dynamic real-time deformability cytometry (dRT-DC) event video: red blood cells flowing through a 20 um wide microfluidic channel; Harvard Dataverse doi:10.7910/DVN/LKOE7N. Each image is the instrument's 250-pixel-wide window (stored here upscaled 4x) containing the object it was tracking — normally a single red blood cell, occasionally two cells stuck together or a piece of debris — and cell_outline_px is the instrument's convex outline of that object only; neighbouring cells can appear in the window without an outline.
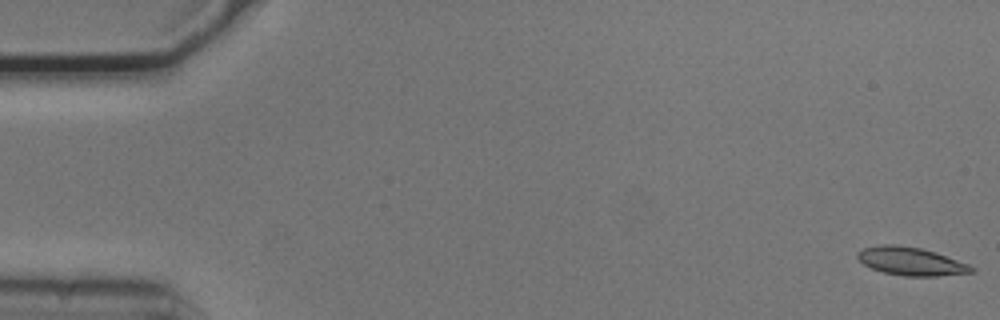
{"species": "common noctule bat (a hibernating species)", "species_latin": "Nyctalus noctula", "temperature_condition": "cold", "stored_images_in_passage": 54, "camera_frame_rate_fps": 3000, "um_per_image_px": 0.085, "animal": {"sex": "male", "body_mass_g": 20.5, "forearm_length_mm": 52.5}, "frame": {"image": 1, "passage_image": 1, "time_ms": 0.0, "image_size_px": [1000, 320], "cell_outline_px": [[976, 272], [936, 276], [904, 276], [884, 272], [872, 268], [864, 264], [856, 256], [856, 252], [864, 248], [880, 244], [896, 244], [920, 248], [936, 252], [968, 264], [976, 268]], "centroid_in_image_um": [77.44, 22.2], "position_along_channel_um": 7.6, "area_um2": 18.73}}
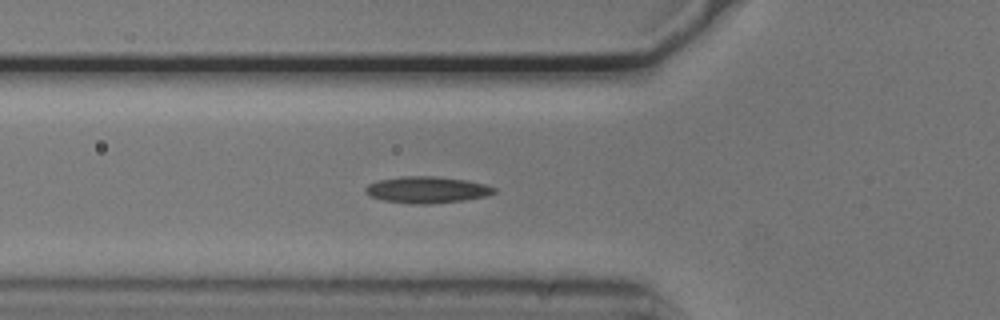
{"frame": {"image": 2, "passage_image": 19, "time_ms": 6.0, "image_size_px": [1000, 320], "cell_outline_px": [[496, 192], [484, 196], [464, 200], [428, 204], [412, 204], [384, 200], [372, 196], [364, 192], [364, 188], [368, 184], [376, 180], [400, 176], [436, 176], [468, 180], [484, 184], [496, 188]], "centroid_in_image_um": [36.26, 16.12], "position_along_channel_um": 89.5, "area_um2": 19.94}}
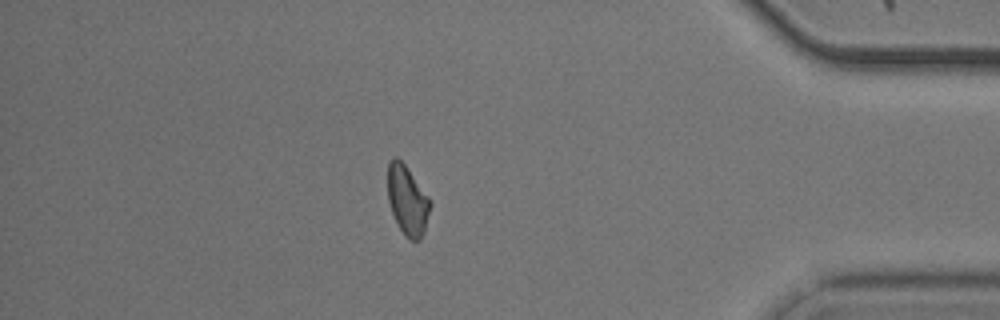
{"frame": {"image": 3, "passage_image": 47, "time_ms": 15.333, "image_size_px": [1000, 320], "cell_outline_px": [[432, 204], [424, 232], [420, 240], [412, 240], [404, 236], [392, 212], [388, 200], [388, 160], [392, 156], [396, 156], [404, 164], [428, 196]], "centroid_in_image_um": [34.63, 17.02], "position_along_channel_um": 400.6, "area_um2": 17.11}}